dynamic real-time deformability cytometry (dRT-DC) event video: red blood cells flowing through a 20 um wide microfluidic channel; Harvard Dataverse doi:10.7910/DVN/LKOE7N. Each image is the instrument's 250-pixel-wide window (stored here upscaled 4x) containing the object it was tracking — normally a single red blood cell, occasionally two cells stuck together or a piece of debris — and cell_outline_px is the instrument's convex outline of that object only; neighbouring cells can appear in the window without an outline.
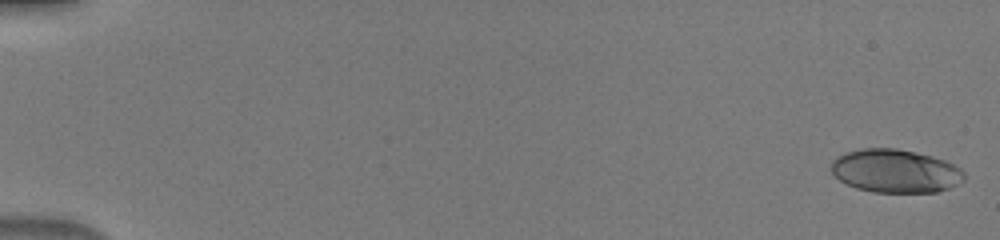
{"species": "human", "species_latin": "Homo sapiens", "temperature_condition": "warm", "stored_images_in_passage": 50, "camera_frame_rate_fps": 3000, "um_per_image_px": 0.085, "donor": {"sex": "male"}, "frame": {"image": 1, "passage_image": 1, "time_ms": 0.0, "image_size_px": [1000, 240], "cell_outline_px": [[964, 180], [948, 188], [936, 192], [872, 192], [856, 188], [840, 180], [828, 168], [832, 160], [836, 156], [844, 152], [864, 148], [896, 148], [932, 156], [944, 160], [960, 168], [964, 172]], "centroid_in_image_um": [76.06, 14.53], "position_along_channel_um": 8.9, "area_um2": 33.64}}
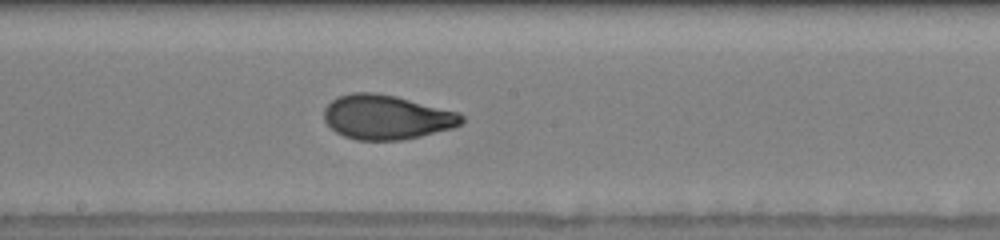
{"frame": {"image": 2, "passage_image": 29, "time_ms": 9.333, "image_size_px": [1000, 240], "cell_outline_px": [[464, 120], [460, 124], [452, 128], [420, 136], [400, 140], [356, 140], [344, 136], [336, 132], [324, 120], [324, 108], [332, 100], [340, 96], [352, 92], [372, 92], [396, 96], [460, 112], [464, 116]], "centroid_in_image_um": [32.86, 9.95], "position_along_channel_um": 215.3, "area_um2": 35.6}}
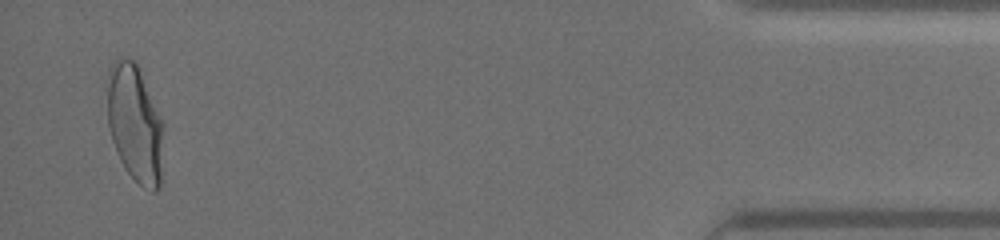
{"frame": {"image": 3, "passage_image": 49, "time_ms": 16.0, "image_size_px": [1000, 240], "cell_outline_px": [[164, 128], [160, 188], [156, 192], [152, 192], [144, 188], [128, 172], [120, 160], [112, 140], [108, 124], [108, 68], [120, 56], [132, 60], [140, 68], [164, 124]], "centroid_in_image_um": [11.49, 10.5], "position_along_channel_um": 423.7, "area_um2": 38.73}}